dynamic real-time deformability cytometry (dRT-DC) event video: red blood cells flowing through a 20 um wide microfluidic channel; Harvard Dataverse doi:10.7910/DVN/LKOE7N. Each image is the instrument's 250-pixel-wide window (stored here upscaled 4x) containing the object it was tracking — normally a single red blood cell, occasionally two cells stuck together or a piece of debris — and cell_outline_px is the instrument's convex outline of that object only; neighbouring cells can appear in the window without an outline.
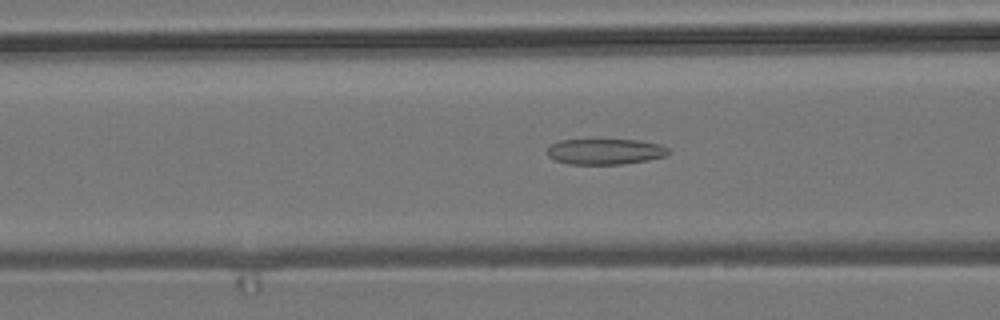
{"species": "common noctule bat (a hibernating species)", "species_latin": "Nyctalus noctula", "temperature_condition": "room temperature", "stored_images_in_passage": 51, "camera_frame_rate_fps": 3000, "um_per_image_px": 0.085, "animal": {"sex": "male", "body_mass_g": 19.2, "forearm_length_mm": 51.8}, "frame": {"image": 1, "passage_image": 17, "time_ms": 5.333, "image_size_px": [1000, 320], "cell_outline_px": [[668, 152], [664, 156], [648, 160], [620, 164], [568, 164], [556, 160], [548, 156], [548, 148], [552, 144], [560, 140], [640, 140], [660, 144], [668, 148]], "centroid_in_image_um": [51.44, 12.88], "position_along_channel_um": 115.2, "area_um2": 17.98}}
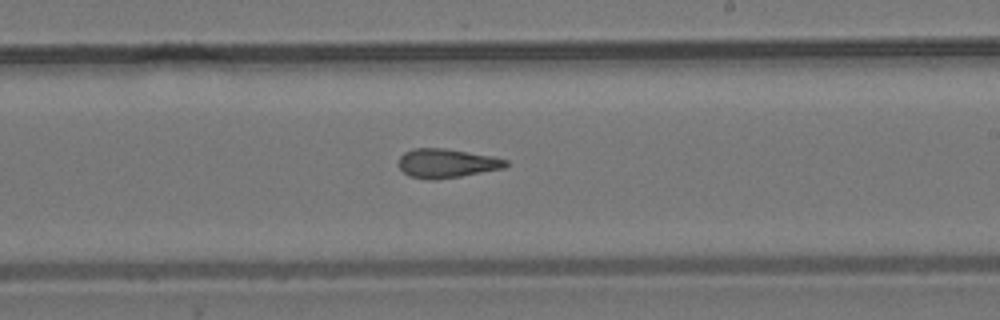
{"frame": {"image": 2, "passage_image": 28, "time_ms": 9.0, "image_size_px": [1000, 320], "cell_outline_px": [[508, 164], [504, 168], [460, 176], [436, 180], [428, 180], [408, 176], [400, 168], [400, 156], [404, 152], [412, 148], [444, 148], [492, 156], [508, 160]], "centroid_in_image_um": [37.95, 13.88], "position_along_channel_um": 251.0, "area_um2": 18.09}}
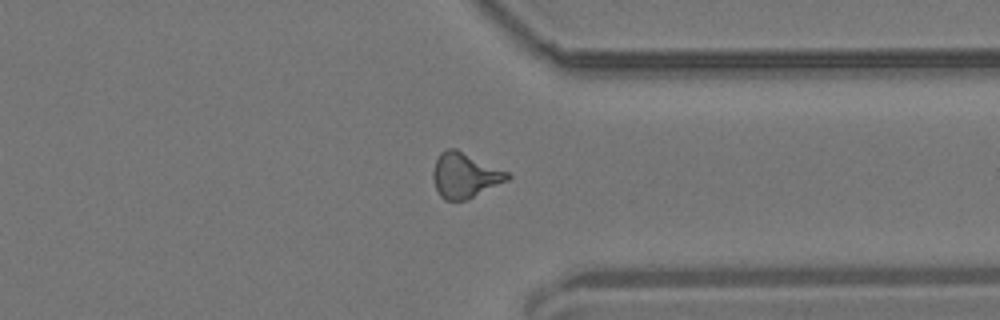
{"frame": {"image": 3, "passage_image": 38, "time_ms": 12.333, "image_size_px": [1000, 320], "cell_outline_px": [[512, 176], [508, 180], [468, 200], [444, 200], [440, 196], [436, 188], [432, 176], [432, 172], [436, 160], [440, 152], [448, 148], [456, 148], [508, 172]], "centroid_in_image_um": [39.51, 14.91], "position_along_channel_um": 371.9, "area_um2": 19.59}, "authors_computed_cell_mechanics": {"area_um2": 18.2648, "velocity_mm_per_s": 3.7011, "shape_relaxation_time_tau1_ms": null, "shape_relaxation_time_tau2_ms": 2.8811, "deformation_change_tau1": null, "deformation_change_tau2": 0.1242}}